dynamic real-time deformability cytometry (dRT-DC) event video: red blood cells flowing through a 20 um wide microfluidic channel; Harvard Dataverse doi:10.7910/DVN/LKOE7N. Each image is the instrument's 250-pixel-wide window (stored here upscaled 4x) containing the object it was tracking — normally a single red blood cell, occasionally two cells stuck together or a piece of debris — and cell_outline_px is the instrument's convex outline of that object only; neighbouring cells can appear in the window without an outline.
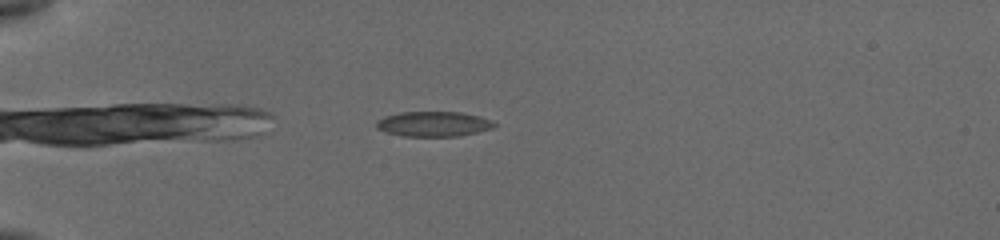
{"species": "common noctule bat (a hibernating species)", "species_latin": "Nyctalus noctula", "temperature_condition": "cold", "stored_images_in_passage": 12, "camera_frame_rate_fps": 3000, "um_per_image_px": 0.085, "animal": {"sex": "female", "body_mass_g": 19.5, "forearm_length_mm": 54.1}, "frame": {"image": 1, "passage_image": 1, "time_ms": 0.0, "image_size_px": [1000, 240], "cell_outline_px": [[496, 124], [492, 128], [460, 136], [404, 136], [388, 132], [376, 128], [376, 120], [384, 116], [400, 112], [460, 112], [480, 116]], "centroid_in_image_um": [36.81, 10.53], "position_along_channel_um": 48.2, "area_um2": 17.05}}
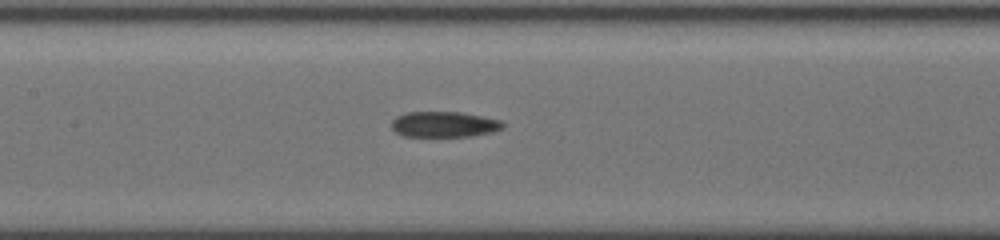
{"frame": {"image": 2, "passage_image": 9, "time_ms": 4.0, "image_size_px": [1000, 240], "cell_outline_px": [[504, 128], [492, 132], [472, 136], [404, 136], [396, 132], [392, 128], [392, 120], [396, 116], [408, 112], [460, 112], [500, 120], [504, 124]], "centroid_in_image_um": [37.75, 10.57], "position_along_channel_um": 169.7, "area_um2": 16.53}}
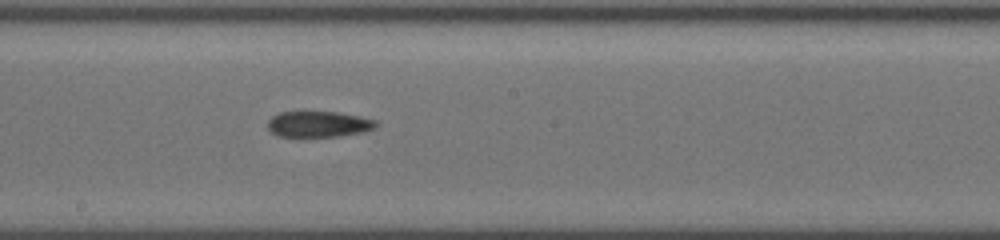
{"frame": {"image": 3, "passage_image": 12, "time_ms": 5.333, "image_size_px": [1000, 240], "cell_outline_px": [[380, 124], [376, 128], [364, 132], [340, 136], [276, 136], [268, 128], [268, 120], [272, 116], [280, 112], [300, 108], [304, 108], [340, 112], [360, 116], [376, 120]], "centroid_in_image_um": [27.08, 10.49], "position_along_channel_um": 221.1, "area_um2": 17.4}}